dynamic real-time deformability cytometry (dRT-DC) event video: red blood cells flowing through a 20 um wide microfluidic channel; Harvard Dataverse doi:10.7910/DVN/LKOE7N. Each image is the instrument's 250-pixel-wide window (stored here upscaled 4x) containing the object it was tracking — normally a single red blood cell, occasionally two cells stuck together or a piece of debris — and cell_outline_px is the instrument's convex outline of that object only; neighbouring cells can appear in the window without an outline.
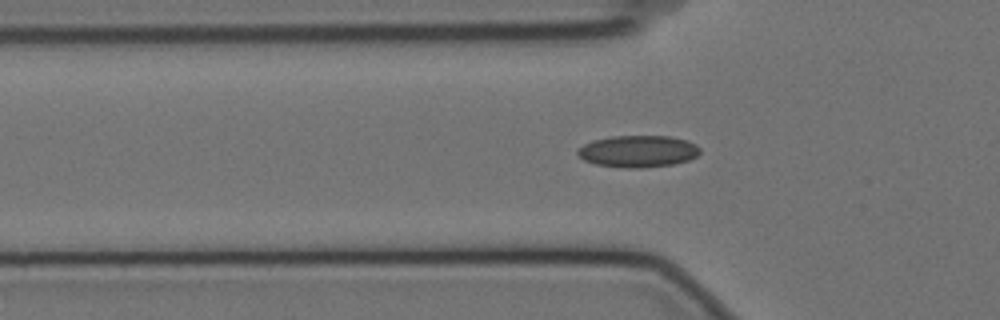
{"species": "Egyptian fruit bat (a non-hibernating species)", "species_latin": "Rousettus aegyptiacus", "temperature_condition": "cold", "stored_images_in_passage": 44, "camera_frame_rate_fps": 3000, "um_per_image_px": 0.085, "animal": {"sex": "female"}, "frame": {"image": 1, "passage_image": 15, "time_ms": 4.667, "image_size_px": [1000, 320], "cell_outline_px": [[700, 152], [696, 156], [688, 160], [672, 164], [640, 168], [628, 168], [596, 164], [584, 160], [576, 152], [576, 148], [592, 140], [612, 136], [672, 136], [688, 140], [696, 144], [700, 148]], "centroid_in_image_um": [54.23, 12.85], "position_along_channel_um": 71.6, "area_um2": 22.77}}
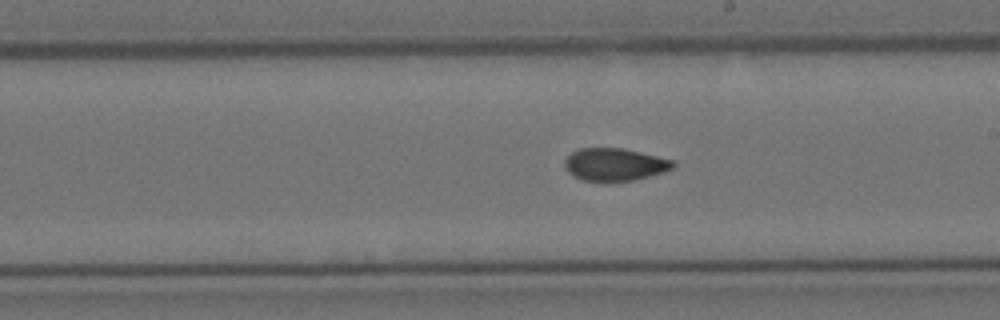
{"frame": {"image": 2, "passage_image": 29, "time_ms": 9.333, "image_size_px": [1000, 320], "cell_outline_px": [[676, 164], [672, 168], [664, 172], [632, 180], [584, 180], [572, 176], [564, 168], [564, 160], [572, 152], [580, 148], [624, 148], [676, 160]], "centroid_in_image_um": [52.26, 13.96], "position_along_channel_um": 236.7, "area_um2": 20.52}}
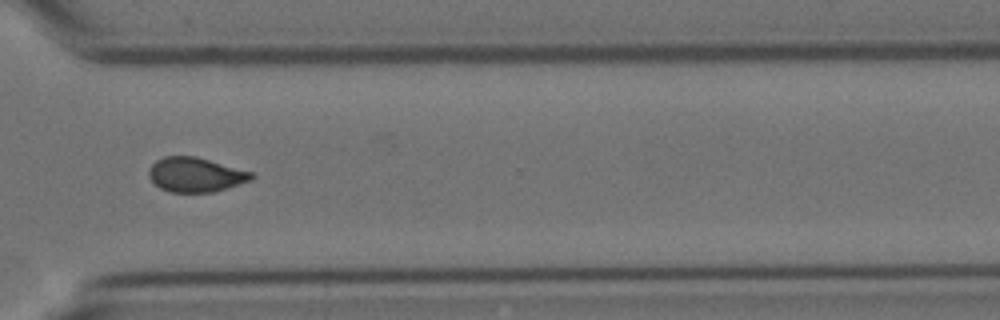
{"frame": {"image": 3, "passage_image": 39, "time_ms": 12.667, "image_size_px": [1000, 320], "cell_outline_px": [[256, 176], [252, 180], [212, 192], [168, 192], [160, 188], [148, 176], [148, 168], [156, 160], [164, 156], [196, 156], [252, 172]], "centroid_in_image_um": [16.6, 14.84], "position_along_channel_um": 354.0, "area_um2": 20.63}}